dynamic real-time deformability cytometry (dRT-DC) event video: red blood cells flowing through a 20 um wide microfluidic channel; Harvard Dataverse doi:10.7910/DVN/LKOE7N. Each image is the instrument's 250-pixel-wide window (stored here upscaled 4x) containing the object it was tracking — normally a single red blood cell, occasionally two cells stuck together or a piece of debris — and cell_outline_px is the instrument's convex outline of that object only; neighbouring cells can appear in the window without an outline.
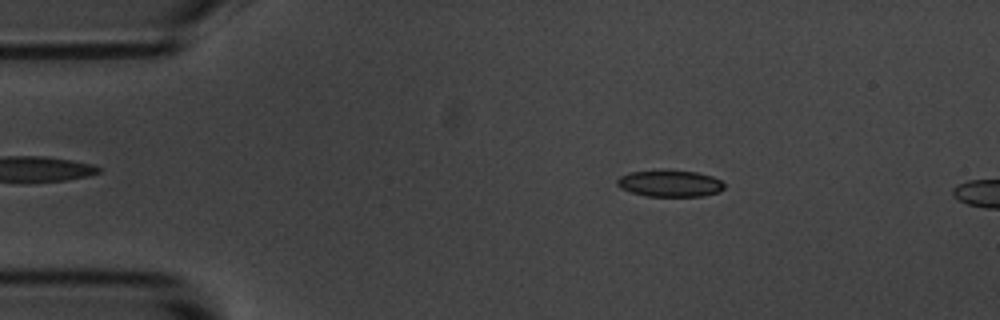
{"species": "common noctule bat (a hibernating species)", "species_latin": "Nyctalus noctula", "temperature_condition": "room temperature", "stored_images_in_passage": 3, "camera_frame_rate_fps": 3000, "um_per_image_px": 0.085, "animal": {"sex": "male", "body_mass_g": 20.1, "forearm_length_mm": 53.5}, "frame": {"image": 1, "passage_image": 1, "time_ms": 0.0, "image_size_px": [1000, 320], "cell_outline_px": [[724, 188], [720, 192], [704, 196], [648, 196], [632, 192], [620, 188], [616, 184], [616, 180], [620, 176], [632, 172], [660, 168], [664, 168], [696, 172], [712, 176], [720, 180], [724, 184]], "centroid_in_image_um": [56.94, 15.56], "position_along_channel_um": 28.1, "area_um2": 17.05}}